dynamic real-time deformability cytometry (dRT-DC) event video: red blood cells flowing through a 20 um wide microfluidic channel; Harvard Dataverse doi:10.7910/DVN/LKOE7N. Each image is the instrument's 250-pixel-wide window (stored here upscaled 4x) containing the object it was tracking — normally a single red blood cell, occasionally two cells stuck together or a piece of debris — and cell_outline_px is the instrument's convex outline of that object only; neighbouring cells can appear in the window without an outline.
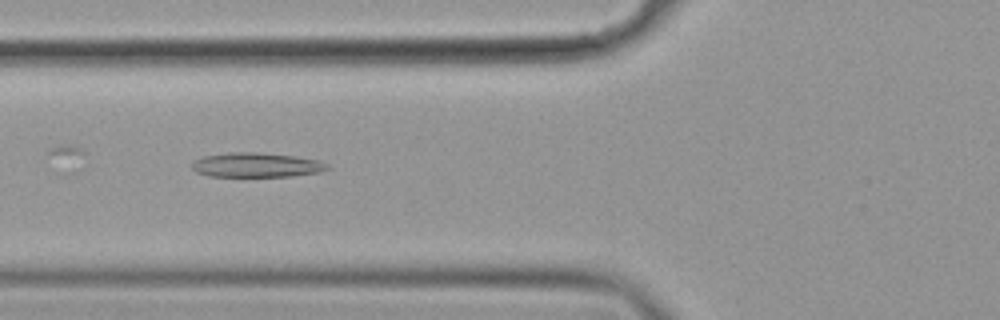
{"species": "common noctule bat (a hibernating species)", "species_latin": "Nyctalus noctula", "temperature_condition": "cold", "stored_images_in_passage": 25, "camera_frame_rate_fps": 3000, "um_per_image_px": 0.085, "animal": {"sex": "female", "body_mass_g": 19.9}, "frame": {"image": 1, "passage_image": 5, "time_ms": 1.333, "image_size_px": [1000, 320], "cell_outline_px": [[328, 168], [320, 172], [288, 176], [208, 176], [196, 172], [192, 168], [192, 164], [196, 160], [204, 156], [228, 152], [256, 152], [296, 156], [316, 160], [328, 164]], "centroid_in_image_um": [21.77, 14.02], "position_along_channel_um": 104.0, "area_um2": 19.13}}
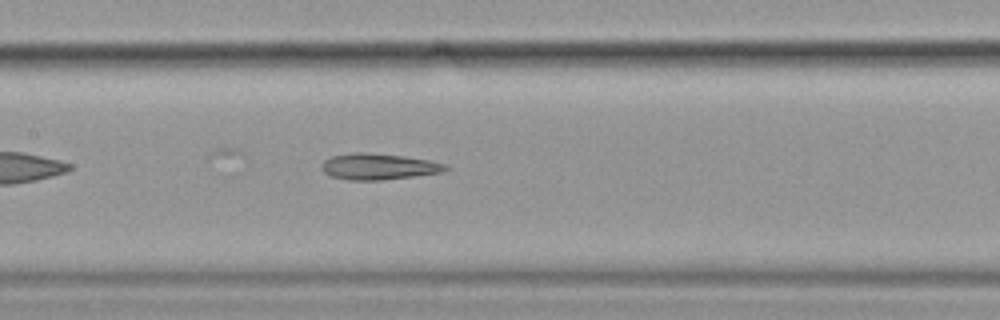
{"frame": {"image": 2, "passage_image": 11, "time_ms": 3.333, "image_size_px": [1000, 320], "cell_outline_px": [[448, 168], [444, 172], [380, 180], [348, 180], [332, 176], [324, 172], [320, 168], [324, 160], [332, 156], [356, 152], [364, 152], [404, 156], [428, 160], [448, 164]], "centroid_in_image_um": [32.18, 14.15], "position_along_channel_um": 175.2, "area_um2": 18.79}}
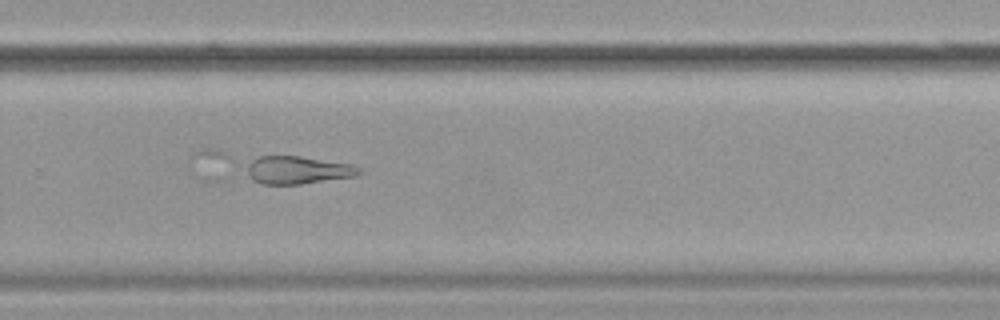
{"frame": {"image": 3, "passage_image": 22, "time_ms": 7.0, "image_size_px": [1000, 320], "cell_outline_px": [[364, 172], [356, 176], [300, 184], [260, 184], [188, 168], [188, 160], [196, 152], [204, 148], [216, 148], [300, 156], [352, 164], [360, 168]], "centroid_in_image_um": [22.9, 14.19], "position_along_channel_um": 306.9, "area_um2": 30.23}}